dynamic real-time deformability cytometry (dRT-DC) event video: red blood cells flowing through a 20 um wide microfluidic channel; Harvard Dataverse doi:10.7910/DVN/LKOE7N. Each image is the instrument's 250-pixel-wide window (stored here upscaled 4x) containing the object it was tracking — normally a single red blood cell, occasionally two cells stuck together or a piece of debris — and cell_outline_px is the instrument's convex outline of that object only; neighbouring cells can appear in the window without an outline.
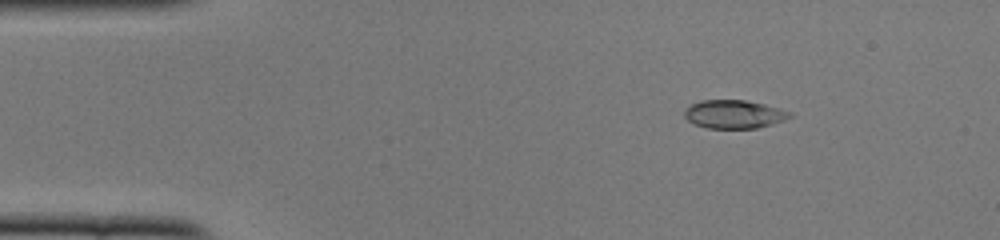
{"species": "common noctule bat (a hibernating species)", "species_latin": "Nyctalus noctula", "temperature_condition": "cold", "stored_images_in_passage": 51, "camera_frame_rate_fps": 3000, "um_per_image_px": 0.085, "animal": {"sex": "female", "body_mass_g": 22.0, "forearm_length_mm": 56.7}, "frame": {"image": 1, "passage_image": 7, "time_ms": 2.0, "image_size_px": [1000, 240], "cell_outline_px": [[792, 116], [784, 120], [772, 124], [756, 128], [708, 128], [692, 124], [684, 116], [684, 108], [700, 100], [744, 100], [764, 104], [792, 112]], "centroid_in_image_um": [62.36, 9.71], "position_along_channel_um": 22.6, "area_um2": 17.46}}
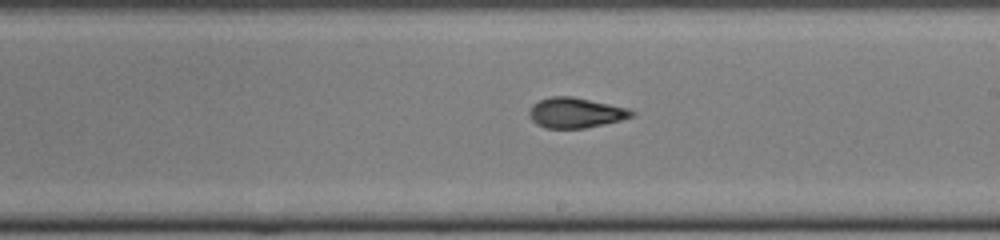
{"frame": {"image": 2, "passage_image": 29, "time_ms": 9.333, "image_size_px": [1000, 240], "cell_outline_px": [[636, 116], [620, 120], [584, 128], [544, 128], [536, 124], [532, 120], [528, 112], [532, 104], [540, 100], [552, 96], [572, 96], [628, 108], [636, 112]], "centroid_in_image_um": [48.93, 9.58], "position_along_channel_um": 240.1, "area_um2": 18.03}}
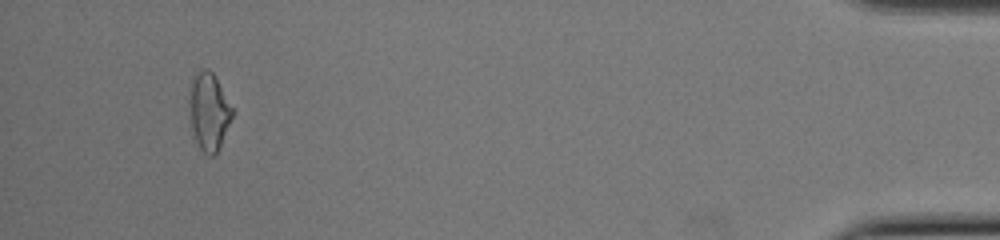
{"frame": {"image": 3, "passage_image": 48, "time_ms": 15.667, "image_size_px": [1000, 240], "cell_outline_px": [[232, 116], [216, 156], [208, 156], [200, 148], [196, 140], [188, 116], [188, 92], [192, 80], [200, 68], [208, 68], [212, 72], [232, 108]], "centroid_in_image_um": [17.7, 9.48], "position_along_channel_um": 417.5, "area_um2": 19.36}, "authors_computed_cell_mechanics": {"area_um2": 17.918, "velocity_mm_per_s": 3.9265, "shape_relaxation_time_tau1_ms": 5.3698, "shape_relaxation_time_tau2_ms": 1.7784, "deformation_change_tau1": 0.2012, "deformation_change_tau2": 0.0794}}